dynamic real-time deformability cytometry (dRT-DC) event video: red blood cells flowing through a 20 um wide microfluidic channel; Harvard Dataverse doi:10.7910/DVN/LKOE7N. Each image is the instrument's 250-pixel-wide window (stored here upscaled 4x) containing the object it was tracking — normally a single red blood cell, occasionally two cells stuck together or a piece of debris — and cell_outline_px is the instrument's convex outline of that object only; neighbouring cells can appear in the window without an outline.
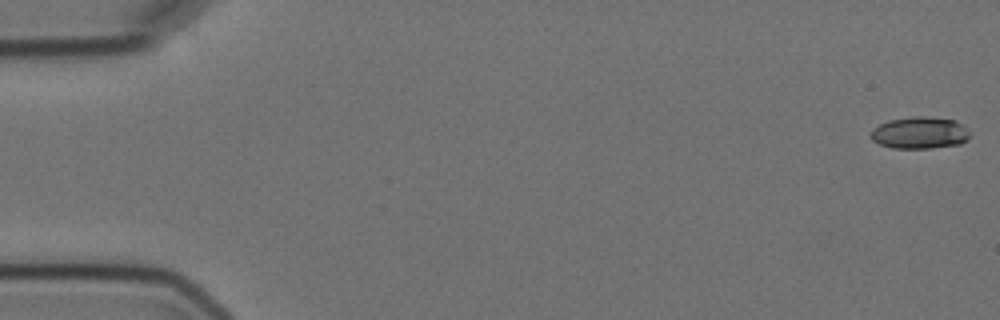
{"species": "Egyptian fruit bat (a non-hibernating species)", "species_latin": "Rousettus aegyptiacus", "temperature_condition": "cold", "stored_images_in_passage": 6, "camera_frame_rate_fps": 3000, "um_per_image_px": 0.085, "animal": {"sex": "female"}, "frame": {"image": 1, "passage_image": 1, "time_ms": 0.0, "image_size_px": [1000, 320], "cell_outline_px": [[968, 140], [960, 144], [932, 148], [892, 148], [880, 144], [872, 140], [872, 128], [888, 120], [916, 116], [924, 116], [956, 120], [968, 128]], "centroid_in_image_um": [78.2, 11.29], "position_along_channel_um": 6.8, "area_um2": 18.44}}
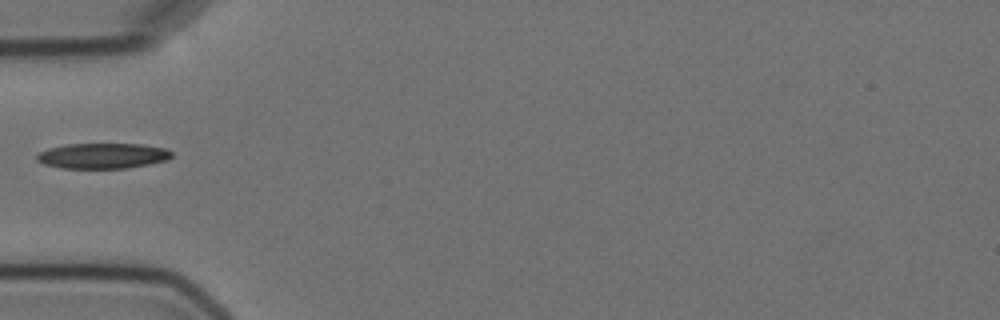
{"frame": {"image": 2, "passage_image": 5, "time_ms": 6.0, "image_size_px": [1000, 320], "cell_outline_px": [[172, 156], [168, 160], [128, 168], [60, 168], [44, 164], [36, 160], [36, 152], [48, 148], [64, 144], [140, 144], [164, 148], [172, 152]], "centroid_in_image_um": [8.68, 13.24], "position_along_channel_um": 76.3, "area_um2": 20.11}}
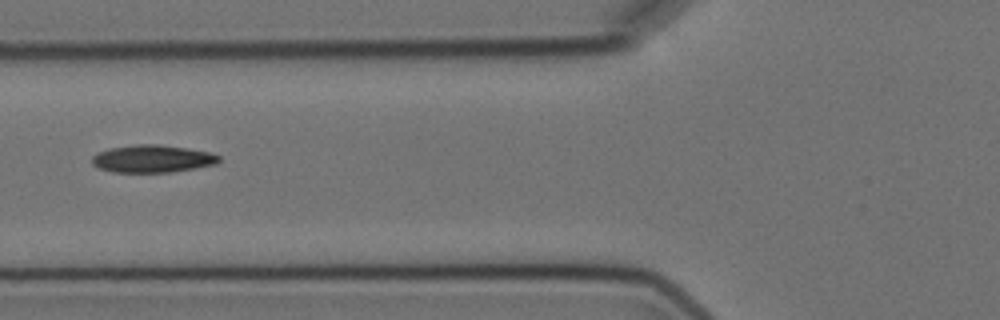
{"frame": {"image": 3, "passage_image": 6, "time_ms": 7.0, "image_size_px": [1000, 320], "cell_outline_px": [[220, 160], [216, 164], [196, 168], [172, 172], [112, 172], [96, 168], [92, 164], [92, 156], [108, 148], [136, 144], [160, 144], [208, 152], [220, 156]], "centroid_in_image_um": [12.92, 13.5], "position_along_channel_um": 112.9, "area_um2": 20.4}}